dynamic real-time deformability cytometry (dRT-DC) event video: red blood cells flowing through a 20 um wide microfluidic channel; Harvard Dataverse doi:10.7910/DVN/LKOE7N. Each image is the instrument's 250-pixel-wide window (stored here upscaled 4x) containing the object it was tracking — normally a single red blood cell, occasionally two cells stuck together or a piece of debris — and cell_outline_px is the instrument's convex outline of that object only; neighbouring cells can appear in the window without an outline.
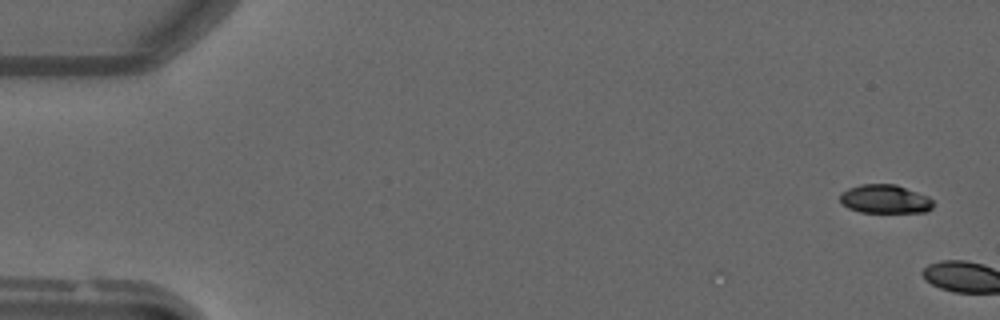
{"species": "common noctule bat (a hibernating species)", "species_latin": "Nyctalus noctula", "temperature_condition": "warm", "stored_images_in_passage": 2, "camera_frame_rate_fps": 3000, "um_per_image_px": 0.085, "animal": {"sex": "male", "forearm_length_mm": 52.5}, "frame": {"image": 1, "passage_image": 2, "time_ms": 0.333, "image_size_px": [1000, 320], "cell_outline_px": [[932, 208], [924, 212], [860, 212], [848, 208], [840, 204], [840, 192], [848, 188], [860, 184], [896, 184], [928, 196], [932, 200]], "centroid_in_image_um": [75.17, 16.91], "position_along_channel_um": 9.8, "area_um2": 15.66}}